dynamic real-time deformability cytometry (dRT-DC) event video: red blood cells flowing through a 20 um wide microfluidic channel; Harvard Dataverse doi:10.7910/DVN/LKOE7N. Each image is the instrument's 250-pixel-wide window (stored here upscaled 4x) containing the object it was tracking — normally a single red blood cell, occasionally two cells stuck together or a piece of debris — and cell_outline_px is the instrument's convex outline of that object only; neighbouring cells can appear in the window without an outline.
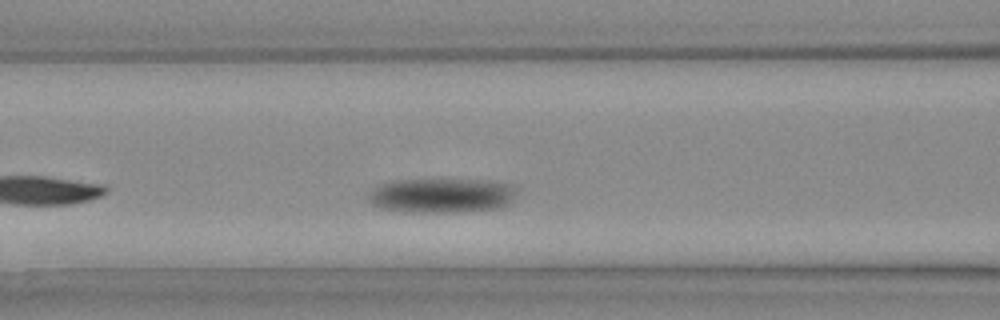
{"species": "Egyptian fruit bat (a non-hibernating species)", "species_latin": "Rousettus aegyptiacus", "temperature_condition": "warm", "stored_images_in_passage": 27, "camera_frame_rate_fps": 3000, "um_per_image_px": 0.085, "animal": {"sex": "female"}, "frame": {"image": 1, "passage_image": 5, "time_ms": 1.333, "image_size_px": [1000, 320], "cell_outline_px": [[512, 200], [508, 204], [500, 208], [464, 212], [412, 212], [380, 208], [372, 204], [368, 200], [368, 192], [380, 184], [392, 180], [440, 176], [488, 180], [512, 184]], "centroid_in_image_um": [37.49, 16.56], "position_along_channel_um": 129.1, "area_um2": 31.21}}
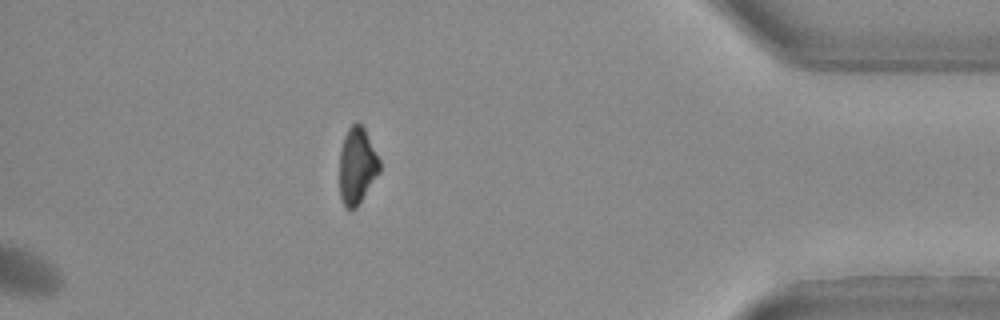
{"frame": {"image": 2, "passage_image": 27, "time_ms": 8.667, "image_size_px": [1000, 320], "cell_outline_px": [[380, 172], [356, 208], [348, 208], [344, 204], [340, 196], [340, 152], [344, 136], [348, 128], [356, 120], [364, 128], [380, 160]], "centroid_in_image_um": [30.35, 14.07], "position_along_channel_um": 404.8, "area_um2": 17.74}}